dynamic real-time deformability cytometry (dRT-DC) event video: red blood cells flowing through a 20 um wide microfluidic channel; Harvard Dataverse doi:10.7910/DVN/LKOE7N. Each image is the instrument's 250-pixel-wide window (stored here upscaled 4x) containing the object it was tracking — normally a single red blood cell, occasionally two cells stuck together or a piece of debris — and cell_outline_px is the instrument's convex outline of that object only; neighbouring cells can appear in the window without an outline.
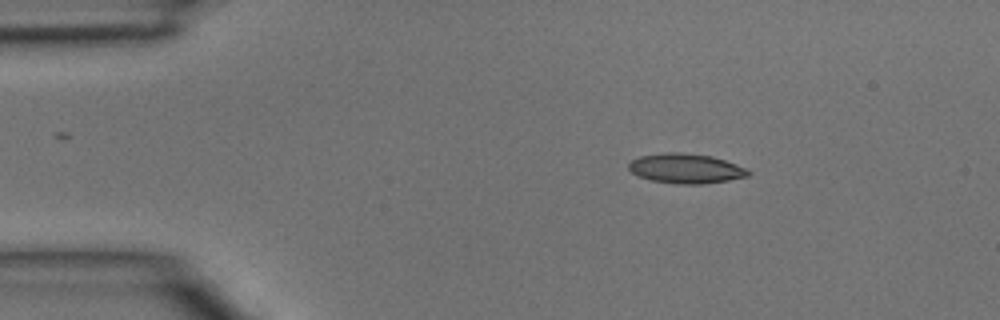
{"species": "common noctule bat (a hibernating species)", "species_latin": "Nyctalus noctula", "temperature_condition": "room temperature", "stored_images_in_passage": 3, "camera_frame_rate_fps": 3000, "um_per_image_px": 0.085, "animal": {"sex": "male", "body_mass_g": 15.6}, "frame": {"image": 1, "passage_image": 1, "time_ms": 0.0, "image_size_px": [1000, 320], "cell_outline_px": [[752, 172], [748, 176], [728, 180], [704, 184], [676, 184], [652, 180], [640, 176], [632, 172], [628, 168], [628, 164], [632, 160], [640, 156], [668, 152], [676, 152], [712, 156], [748, 168]], "centroid_in_image_um": [58.33, 14.32], "position_along_channel_um": 26.7, "area_um2": 20.63}}
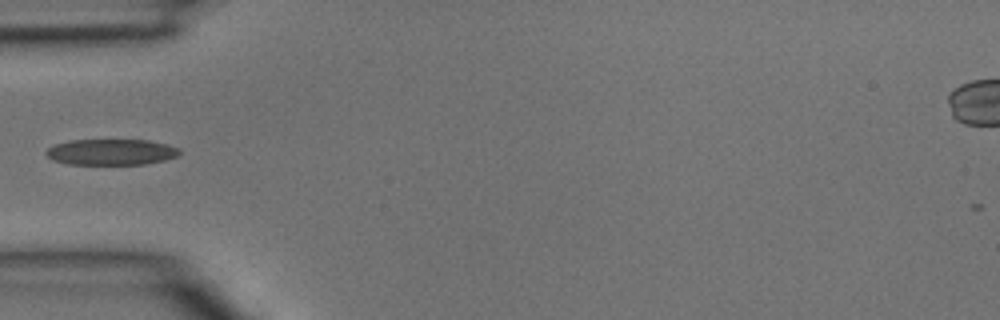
{"frame": {"image": 2, "passage_image": 3, "time_ms": 0.667, "image_size_px": [1000, 320], "cell_outline_px": [[180, 152], [176, 156], [164, 160], [144, 164], [68, 164], [52, 160], [44, 152], [48, 148], [56, 144], [72, 140], [148, 140], [168, 144], [180, 148]], "centroid_in_image_um": [9.46, 12.92], "position_along_channel_um": 75.5, "area_um2": 20.11}}